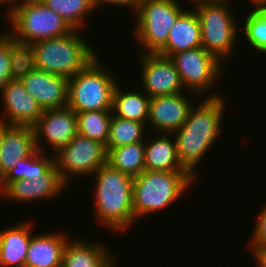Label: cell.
<instances>
[{"mask_svg": "<svg viewBox=\"0 0 266 267\" xmlns=\"http://www.w3.org/2000/svg\"><path fill=\"white\" fill-rule=\"evenodd\" d=\"M16 1H18V2H16ZM23 1H25V0H0V6L3 4H8L10 11H11L14 7H16L18 5V3L20 4Z\"/></svg>", "mask_w": 266, "mask_h": 267, "instance_id": "836d02e7", "label": "cell"}, {"mask_svg": "<svg viewBox=\"0 0 266 267\" xmlns=\"http://www.w3.org/2000/svg\"><path fill=\"white\" fill-rule=\"evenodd\" d=\"M0 94L4 106L1 124L33 127L41 117L43 109L18 77L8 81Z\"/></svg>", "mask_w": 266, "mask_h": 267, "instance_id": "5bb4252c", "label": "cell"}, {"mask_svg": "<svg viewBox=\"0 0 266 267\" xmlns=\"http://www.w3.org/2000/svg\"><path fill=\"white\" fill-rule=\"evenodd\" d=\"M242 29L253 50L266 54V7L251 10Z\"/></svg>", "mask_w": 266, "mask_h": 267, "instance_id": "f546056e", "label": "cell"}, {"mask_svg": "<svg viewBox=\"0 0 266 267\" xmlns=\"http://www.w3.org/2000/svg\"><path fill=\"white\" fill-rule=\"evenodd\" d=\"M94 175V218L112 232H123L136 222L133 210L134 177L105 163Z\"/></svg>", "mask_w": 266, "mask_h": 267, "instance_id": "7a4b0ae2", "label": "cell"}, {"mask_svg": "<svg viewBox=\"0 0 266 267\" xmlns=\"http://www.w3.org/2000/svg\"><path fill=\"white\" fill-rule=\"evenodd\" d=\"M23 60V48L6 31L0 33V93L8 81L17 78Z\"/></svg>", "mask_w": 266, "mask_h": 267, "instance_id": "4316f807", "label": "cell"}, {"mask_svg": "<svg viewBox=\"0 0 266 267\" xmlns=\"http://www.w3.org/2000/svg\"><path fill=\"white\" fill-rule=\"evenodd\" d=\"M176 70L179 72L181 81L191 95L197 97H218L220 93L214 94L213 87L217 85L219 77L223 76V64L214 55L207 52L202 46L174 53L169 57ZM213 89V92L210 91ZM211 93V94H210ZM213 94V95H212Z\"/></svg>", "mask_w": 266, "mask_h": 267, "instance_id": "9c48e42d", "label": "cell"}, {"mask_svg": "<svg viewBox=\"0 0 266 267\" xmlns=\"http://www.w3.org/2000/svg\"><path fill=\"white\" fill-rule=\"evenodd\" d=\"M204 1H213V0H190V2L192 3H199V2H204Z\"/></svg>", "mask_w": 266, "mask_h": 267, "instance_id": "d590c367", "label": "cell"}, {"mask_svg": "<svg viewBox=\"0 0 266 267\" xmlns=\"http://www.w3.org/2000/svg\"><path fill=\"white\" fill-rule=\"evenodd\" d=\"M0 151H1V123H0Z\"/></svg>", "mask_w": 266, "mask_h": 267, "instance_id": "8d00e7d4", "label": "cell"}, {"mask_svg": "<svg viewBox=\"0 0 266 267\" xmlns=\"http://www.w3.org/2000/svg\"><path fill=\"white\" fill-rule=\"evenodd\" d=\"M7 21L11 31L6 32L23 50L38 41L58 38L73 31L59 14L39 0H25L8 10Z\"/></svg>", "mask_w": 266, "mask_h": 267, "instance_id": "5b68a950", "label": "cell"}, {"mask_svg": "<svg viewBox=\"0 0 266 267\" xmlns=\"http://www.w3.org/2000/svg\"><path fill=\"white\" fill-rule=\"evenodd\" d=\"M61 231L31 236L25 267H62V257L69 236ZM68 236V237H67Z\"/></svg>", "mask_w": 266, "mask_h": 267, "instance_id": "d6986e66", "label": "cell"}, {"mask_svg": "<svg viewBox=\"0 0 266 267\" xmlns=\"http://www.w3.org/2000/svg\"><path fill=\"white\" fill-rule=\"evenodd\" d=\"M91 3L95 9H97V7H102L103 5L106 6V4H111L116 7L118 5L119 7L123 6L124 8H130L133 13L136 10L139 0H91Z\"/></svg>", "mask_w": 266, "mask_h": 267, "instance_id": "1f68e13d", "label": "cell"}, {"mask_svg": "<svg viewBox=\"0 0 266 267\" xmlns=\"http://www.w3.org/2000/svg\"><path fill=\"white\" fill-rule=\"evenodd\" d=\"M61 180L55 162L38 178V180H17L9 182L1 191L0 198L15 200L16 202H30L52 199L67 188Z\"/></svg>", "mask_w": 266, "mask_h": 267, "instance_id": "2e32d148", "label": "cell"}, {"mask_svg": "<svg viewBox=\"0 0 266 267\" xmlns=\"http://www.w3.org/2000/svg\"><path fill=\"white\" fill-rule=\"evenodd\" d=\"M104 246L101 241L69 239L64 247L62 267H115L116 258Z\"/></svg>", "mask_w": 266, "mask_h": 267, "instance_id": "ffe728a7", "label": "cell"}, {"mask_svg": "<svg viewBox=\"0 0 266 267\" xmlns=\"http://www.w3.org/2000/svg\"><path fill=\"white\" fill-rule=\"evenodd\" d=\"M99 54L78 30L65 36L41 40L24 50V60L32 67L70 79Z\"/></svg>", "mask_w": 266, "mask_h": 267, "instance_id": "3957f363", "label": "cell"}, {"mask_svg": "<svg viewBox=\"0 0 266 267\" xmlns=\"http://www.w3.org/2000/svg\"><path fill=\"white\" fill-rule=\"evenodd\" d=\"M248 2L254 5L255 8L266 7V0H249Z\"/></svg>", "mask_w": 266, "mask_h": 267, "instance_id": "e575fe53", "label": "cell"}, {"mask_svg": "<svg viewBox=\"0 0 266 267\" xmlns=\"http://www.w3.org/2000/svg\"><path fill=\"white\" fill-rule=\"evenodd\" d=\"M225 99L222 96L206 97L203 102L193 105L186 122L172 136L182 167L194 178L196 167L221 133L225 112Z\"/></svg>", "mask_w": 266, "mask_h": 267, "instance_id": "6da1fadb", "label": "cell"}, {"mask_svg": "<svg viewBox=\"0 0 266 267\" xmlns=\"http://www.w3.org/2000/svg\"><path fill=\"white\" fill-rule=\"evenodd\" d=\"M121 88L120 84H117L115 87L112 114L123 119L146 124L148 120L150 97L144 91L124 92Z\"/></svg>", "mask_w": 266, "mask_h": 267, "instance_id": "603a6c76", "label": "cell"}, {"mask_svg": "<svg viewBox=\"0 0 266 267\" xmlns=\"http://www.w3.org/2000/svg\"><path fill=\"white\" fill-rule=\"evenodd\" d=\"M136 54L141 62L142 89L150 98L174 95L185 90L179 72L169 57L158 53Z\"/></svg>", "mask_w": 266, "mask_h": 267, "instance_id": "7c38bea8", "label": "cell"}, {"mask_svg": "<svg viewBox=\"0 0 266 267\" xmlns=\"http://www.w3.org/2000/svg\"><path fill=\"white\" fill-rule=\"evenodd\" d=\"M54 162L61 180L68 186L71 176H92L107 163L106 146L78 133L54 154Z\"/></svg>", "mask_w": 266, "mask_h": 267, "instance_id": "30bf717a", "label": "cell"}, {"mask_svg": "<svg viewBox=\"0 0 266 267\" xmlns=\"http://www.w3.org/2000/svg\"><path fill=\"white\" fill-rule=\"evenodd\" d=\"M17 77L43 109H61L68 104V79L38 70L23 60Z\"/></svg>", "mask_w": 266, "mask_h": 267, "instance_id": "8fae6325", "label": "cell"}, {"mask_svg": "<svg viewBox=\"0 0 266 267\" xmlns=\"http://www.w3.org/2000/svg\"><path fill=\"white\" fill-rule=\"evenodd\" d=\"M77 114L78 133L106 146L112 110L86 111Z\"/></svg>", "mask_w": 266, "mask_h": 267, "instance_id": "f1b7e54d", "label": "cell"}, {"mask_svg": "<svg viewBox=\"0 0 266 267\" xmlns=\"http://www.w3.org/2000/svg\"><path fill=\"white\" fill-rule=\"evenodd\" d=\"M146 127L149 126L145 123L123 119L112 114L106 151L119 146L144 142V137L149 138L146 135Z\"/></svg>", "mask_w": 266, "mask_h": 267, "instance_id": "484cf974", "label": "cell"}, {"mask_svg": "<svg viewBox=\"0 0 266 267\" xmlns=\"http://www.w3.org/2000/svg\"><path fill=\"white\" fill-rule=\"evenodd\" d=\"M258 267H266V249L255 250L252 253Z\"/></svg>", "mask_w": 266, "mask_h": 267, "instance_id": "d6a6232c", "label": "cell"}, {"mask_svg": "<svg viewBox=\"0 0 266 267\" xmlns=\"http://www.w3.org/2000/svg\"><path fill=\"white\" fill-rule=\"evenodd\" d=\"M38 151L33 127L1 124L0 180L14 168L18 159Z\"/></svg>", "mask_w": 266, "mask_h": 267, "instance_id": "e0dca14e", "label": "cell"}, {"mask_svg": "<svg viewBox=\"0 0 266 267\" xmlns=\"http://www.w3.org/2000/svg\"><path fill=\"white\" fill-rule=\"evenodd\" d=\"M230 0H213L196 3L193 8L201 24L202 47L220 62L231 58L237 33L238 21L229 6ZM224 60V61H223Z\"/></svg>", "mask_w": 266, "mask_h": 267, "instance_id": "52a82bcc", "label": "cell"}, {"mask_svg": "<svg viewBox=\"0 0 266 267\" xmlns=\"http://www.w3.org/2000/svg\"><path fill=\"white\" fill-rule=\"evenodd\" d=\"M179 1L139 0L133 33L144 48L140 53H157L166 44L171 27L186 10Z\"/></svg>", "mask_w": 266, "mask_h": 267, "instance_id": "ba28073f", "label": "cell"}, {"mask_svg": "<svg viewBox=\"0 0 266 267\" xmlns=\"http://www.w3.org/2000/svg\"><path fill=\"white\" fill-rule=\"evenodd\" d=\"M188 172L144 170L133 180V210L136 220L166 210L194 185ZM148 214V215H147Z\"/></svg>", "mask_w": 266, "mask_h": 267, "instance_id": "277c9868", "label": "cell"}, {"mask_svg": "<svg viewBox=\"0 0 266 267\" xmlns=\"http://www.w3.org/2000/svg\"><path fill=\"white\" fill-rule=\"evenodd\" d=\"M37 151L24 159H18L16 166L7 171L0 180V191L9 183L17 180H38L54 163V155Z\"/></svg>", "mask_w": 266, "mask_h": 267, "instance_id": "d4e9b609", "label": "cell"}, {"mask_svg": "<svg viewBox=\"0 0 266 267\" xmlns=\"http://www.w3.org/2000/svg\"><path fill=\"white\" fill-rule=\"evenodd\" d=\"M33 130L37 149L46 152L48 148L41 147L47 139L46 144L51 146L54 150L51 153L55 154L78 134L77 114L69 107L43 110Z\"/></svg>", "mask_w": 266, "mask_h": 267, "instance_id": "4fadbf2b", "label": "cell"}, {"mask_svg": "<svg viewBox=\"0 0 266 267\" xmlns=\"http://www.w3.org/2000/svg\"><path fill=\"white\" fill-rule=\"evenodd\" d=\"M184 92L150 98L147 124L156 134H173L187 120L194 103Z\"/></svg>", "mask_w": 266, "mask_h": 267, "instance_id": "9a60e30c", "label": "cell"}, {"mask_svg": "<svg viewBox=\"0 0 266 267\" xmlns=\"http://www.w3.org/2000/svg\"><path fill=\"white\" fill-rule=\"evenodd\" d=\"M107 164L132 177L140 175L145 170V141L111 148Z\"/></svg>", "mask_w": 266, "mask_h": 267, "instance_id": "cb8c5ba5", "label": "cell"}, {"mask_svg": "<svg viewBox=\"0 0 266 267\" xmlns=\"http://www.w3.org/2000/svg\"><path fill=\"white\" fill-rule=\"evenodd\" d=\"M106 70L97 56L68 79L67 107L75 113L112 110L113 93L118 82L113 73Z\"/></svg>", "mask_w": 266, "mask_h": 267, "instance_id": "8992f818", "label": "cell"}, {"mask_svg": "<svg viewBox=\"0 0 266 267\" xmlns=\"http://www.w3.org/2000/svg\"><path fill=\"white\" fill-rule=\"evenodd\" d=\"M158 135L145 142V170L187 172L178 160L175 139H170L172 134Z\"/></svg>", "mask_w": 266, "mask_h": 267, "instance_id": "7402d4cb", "label": "cell"}, {"mask_svg": "<svg viewBox=\"0 0 266 267\" xmlns=\"http://www.w3.org/2000/svg\"><path fill=\"white\" fill-rule=\"evenodd\" d=\"M202 46L201 24L194 9H186L170 29L166 44L157 52L170 57L174 53L188 51Z\"/></svg>", "mask_w": 266, "mask_h": 267, "instance_id": "ac0fdd59", "label": "cell"}, {"mask_svg": "<svg viewBox=\"0 0 266 267\" xmlns=\"http://www.w3.org/2000/svg\"><path fill=\"white\" fill-rule=\"evenodd\" d=\"M253 236L250 238L248 247L251 253L255 250L266 249V204L256 218Z\"/></svg>", "mask_w": 266, "mask_h": 267, "instance_id": "4dcf8cb0", "label": "cell"}, {"mask_svg": "<svg viewBox=\"0 0 266 267\" xmlns=\"http://www.w3.org/2000/svg\"><path fill=\"white\" fill-rule=\"evenodd\" d=\"M59 14L73 30H82L85 16L95 11L91 0H39ZM88 15V16H87Z\"/></svg>", "mask_w": 266, "mask_h": 267, "instance_id": "83f0119b", "label": "cell"}, {"mask_svg": "<svg viewBox=\"0 0 266 267\" xmlns=\"http://www.w3.org/2000/svg\"><path fill=\"white\" fill-rule=\"evenodd\" d=\"M29 222V223H28ZM32 221H24L0 231V267H25Z\"/></svg>", "mask_w": 266, "mask_h": 267, "instance_id": "44dd1931", "label": "cell"}]
</instances>
